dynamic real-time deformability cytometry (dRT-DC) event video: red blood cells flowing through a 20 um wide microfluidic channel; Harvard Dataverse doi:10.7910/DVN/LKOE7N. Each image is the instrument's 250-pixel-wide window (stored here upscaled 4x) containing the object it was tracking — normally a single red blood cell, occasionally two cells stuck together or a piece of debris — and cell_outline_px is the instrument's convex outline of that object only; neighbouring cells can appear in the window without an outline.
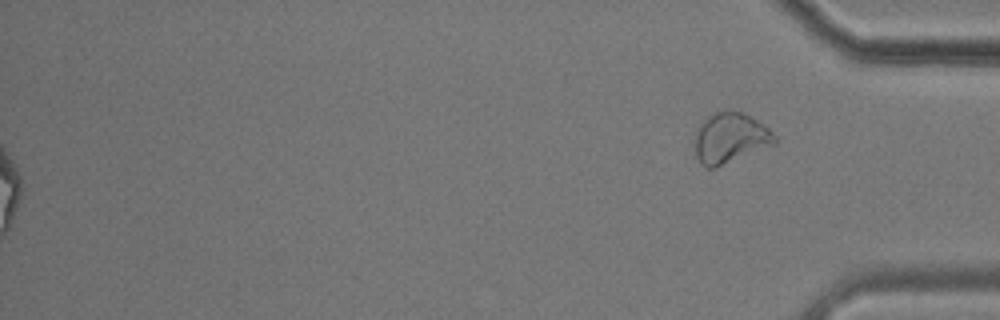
{"species": "common noctule bat (a hibernating species)", "species_latin": "Nyctalus noctula", "temperature_condition": "cold", "stored_images_in_passage": 56, "segment_of_instrument_passage": [2, 2], "camera_frame_rate_fps": 3000, "um_per_image_px": 0.085, "animal": {"sex": "male", "body_mass_g": 17.9}, "frame": {"image": 1, "passage_image": 56, "time_ms": 18.333, "image_size_px": [1000, 320], "cell_outline_px": [[776, 144], [712, 168], [708, 168], [700, 164], [696, 156], [696, 128], [708, 116], [716, 112], [740, 112], [748, 116], [768, 128], [776, 136]], "centroid_in_image_um": [62.06, 11.75], "position_along_channel_um": 373.1, "area_um2": 22.77}}